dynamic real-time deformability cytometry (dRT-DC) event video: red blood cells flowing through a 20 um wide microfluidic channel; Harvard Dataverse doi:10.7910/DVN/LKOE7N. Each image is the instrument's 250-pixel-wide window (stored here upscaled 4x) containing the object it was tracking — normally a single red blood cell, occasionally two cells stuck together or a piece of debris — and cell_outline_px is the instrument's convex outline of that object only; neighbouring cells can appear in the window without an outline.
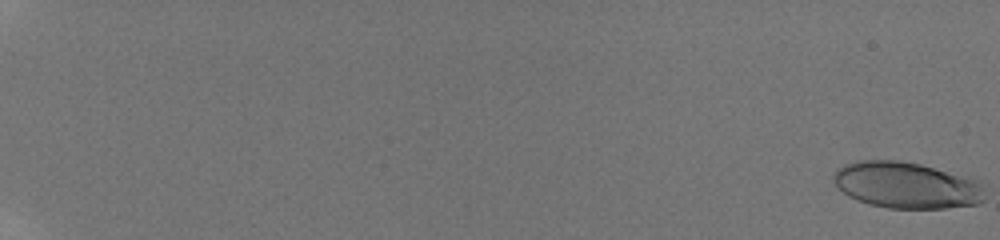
{"species": "human", "species_latin": "Homo sapiens", "temperature_condition": "room temperature", "stored_images_in_passage": 23, "camera_frame_rate_fps": 3000, "um_per_image_px": 0.085, "donor": {"sex": "male"}, "frame": {"image": 1, "passage_image": 1, "time_ms": 0.0, "image_size_px": [1000, 240], "cell_outline_px": [[984, 200], [980, 204], [944, 208], [888, 208], [868, 204], [856, 200], [848, 196], [836, 184], [832, 176], [844, 164], [856, 160], [900, 160], [920, 164], [972, 180], [980, 184]], "centroid_in_image_um": [76.98, 15.75], "position_along_channel_um": 8.0, "area_um2": 40.23}}
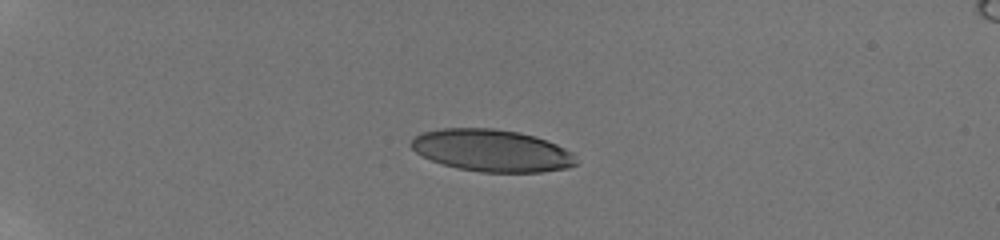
{"frame": {"image": 2, "passage_image": 15, "time_ms": 5.667, "image_size_px": [1000, 240], "cell_outline_px": [[576, 164], [568, 168], [540, 172], [480, 172], [456, 168], [432, 160], [416, 152], [408, 144], [420, 132], [444, 128], [492, 128], [520, 132], [536, 136], [556, 144], [572, 152], [576, 160]], "centroid_in_image_um": [41.8, 12.79], "position_along_channel_um": 43.2, "area_um2": 40.52}}
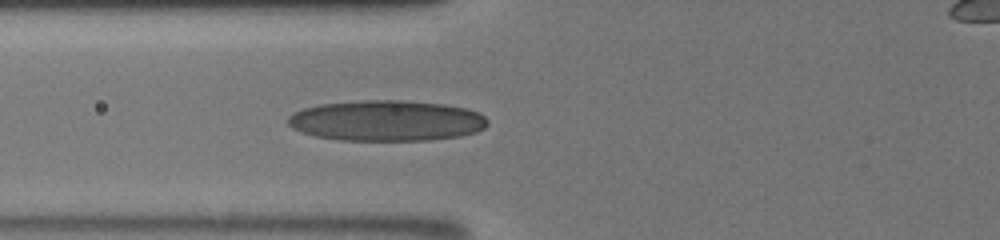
{"frame": {"image": 3, "passage_image": 23, "time_ms": 8.667, "image_size_px": [1000, 240], "cell_outline_px": [[488, 124], [484, 128], [476, 132], [460, 136], [428, 140], [340, 140], [316, 136], [300, 132], [292, 128], [288, 124], [288, 116], [292, 112], [304, 108], [320, 104], [364, 100], [400, 100], [444, 104], [468, 108], [484, 116], [488, 120]], "centroid_in_image_um": [32.85, 10.25], "position_along_channel_um": 93.0, "area_um2": 47.45}}